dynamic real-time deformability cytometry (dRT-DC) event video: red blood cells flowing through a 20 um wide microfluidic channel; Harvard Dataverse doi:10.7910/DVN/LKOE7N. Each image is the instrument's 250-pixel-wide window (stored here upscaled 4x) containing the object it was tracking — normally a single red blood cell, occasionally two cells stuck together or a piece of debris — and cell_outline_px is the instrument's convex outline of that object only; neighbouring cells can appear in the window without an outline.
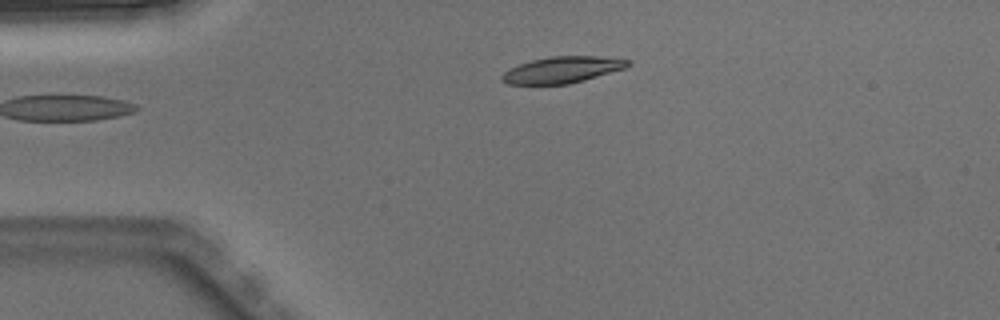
{"species": "Egyptian fruit bat (a non-hibernating species)", "species_latin": "Rousettus aegyptiacus", "temperature_condition": "warm", "stored_images_in_passage": 4, "camera_frame_rate_fps": 3000, "um_per_image_px": 0.085, "animal": {"sex": "male"}, "frame": {"image": 1, "passage_image": 4, "time_ms": 1.0, "image_size_px": [1000, 320], "cell_outline_px": [[632, 64], [624, 68], [584, 80], [568, 84], [508, 84], [500, 80], [500, 76], [508, 68], [532, 60], [548, 56], [600, 56], [632, 60]], "centroid_in_image_um": [47.78, 5.92], "position_along_channel_um": 37.2, "area_um2": 19.42}}